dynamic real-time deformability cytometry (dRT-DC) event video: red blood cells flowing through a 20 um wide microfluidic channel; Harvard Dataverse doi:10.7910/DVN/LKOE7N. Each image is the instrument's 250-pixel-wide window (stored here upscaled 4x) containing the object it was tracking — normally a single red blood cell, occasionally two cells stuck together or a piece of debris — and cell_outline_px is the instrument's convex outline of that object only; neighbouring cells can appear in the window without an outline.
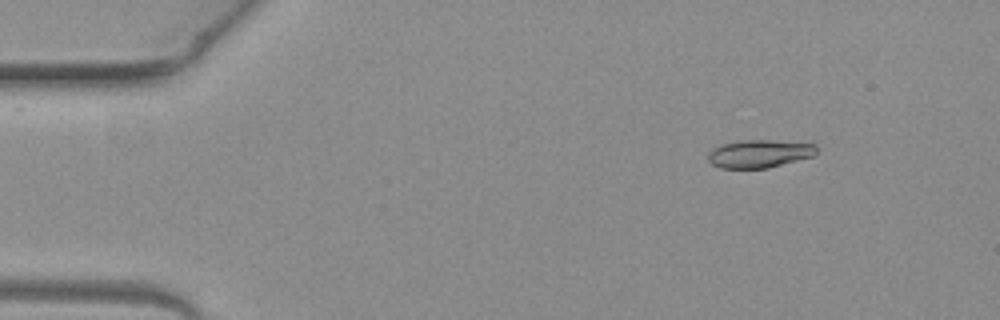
{"species": "common noctule bat (a hibernating species)", "species_latin": "Nyctalus noctula", "temperature_condition": "warm", "stored_images_in_passage": 4, "camera_frame_rate_fps": 3000, "um_per_image_px": 0.085, "animal": {"sex": "female", "body_mass_g": 19.3, "forearm_length_mm": 54.1}, "frame": {"image": 1, "passage_image": 2, "time_ms": 0.333, "image_size_px": [1000, 320], "cell_outline_px": [[816, 152], [812, 156], [768, 168], [720, 168], [712, 164], [708, 160], [708, 152], [712, 148], [720, 144], [736, 140], [768, 140], [816, 144]], "centroid_in_image_um": [64.48, 13.06], "position_along_channel_um": 20.5, "area_um2": 17.69}}